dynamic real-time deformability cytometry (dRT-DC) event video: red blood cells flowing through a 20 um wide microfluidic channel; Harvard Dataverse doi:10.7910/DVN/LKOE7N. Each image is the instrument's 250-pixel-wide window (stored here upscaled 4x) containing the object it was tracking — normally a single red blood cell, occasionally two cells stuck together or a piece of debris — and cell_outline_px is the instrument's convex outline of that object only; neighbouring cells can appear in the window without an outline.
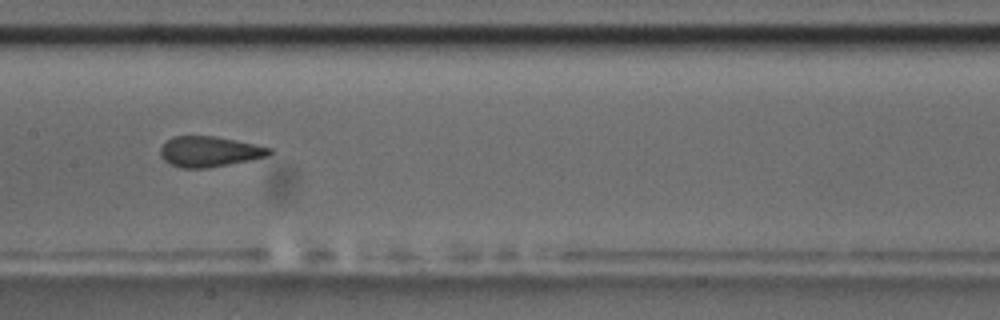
{"species": "common noctule bat (a hibernating species)", "species_latin": "Nyctalus noctula", "temperature_condition": "room temperature", "stored_images_in_passage": 40, "camera_frame_rate_fps": 3000, "um_per_image_px": 0.085, "animal": {"sex": "male", "body_mass_g": 17.5, "forearm_length_mm": 52.3}, "frame": {"image": 1, "passage_image": 12, "time_ms": 3.667, "image_size_px": [1000, 320], "cell_outline_px": [[272, 152], [268, 156], [208, 168], [180, 168], [168, 164], [160, 156], [160, 148], [172, 136], [216, 136], [236, 140], [272, 148]], "centroid_in_image_um": [17.77, 12.88], "position_along_channel_um": 189.6, "area_um2": 19.36}, "authors_computed_cell_mechanics": {"area_um2": 19.8832, "velocity_mm_per_s": 3.654, "shape_relaxation_time_tau1_ms": 7.6732, "shape_relaxation_time_tau2_ms": 1.0982, "deformation_change_tau1": 0.1616, "deformation_change_tau2": 0.0549}}